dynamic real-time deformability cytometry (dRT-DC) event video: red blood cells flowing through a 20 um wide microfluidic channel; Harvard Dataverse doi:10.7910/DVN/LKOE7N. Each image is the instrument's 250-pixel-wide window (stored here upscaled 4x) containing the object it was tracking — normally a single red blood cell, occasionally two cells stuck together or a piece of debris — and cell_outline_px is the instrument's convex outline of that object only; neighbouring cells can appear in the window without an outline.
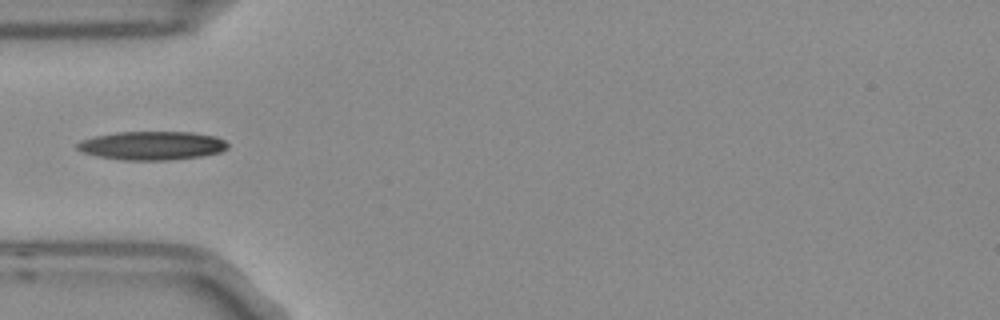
{"species": "Egyptian fruit bat (a non-hibernating species)", "species_latin": "Rousettus aegyptiacus", "temperature_condition": "room temperature", "stored_images_in_passage": 2, "camera_frame_rate_fps": 3000, "um_per_image_px": 0.085, "frame": {"image": 1, "passage_image": 1, "time_ms": 0.0, "image_size_px": [1000, 320], "cell_outline_px": [[228, 148], [220, 152], [200, 156], [172, 160], [124, 160], [96, 156], [84, 152], [76, 148], [76, 144], [80, 140], [96, 136], [116, 132], [192, 132], [216, 136], [224, 140], [228, 144]], "centroid_in_image_um": [12.92, 12.37], "position_along_channel_um": 72.1, "area_um2": 25.14}}
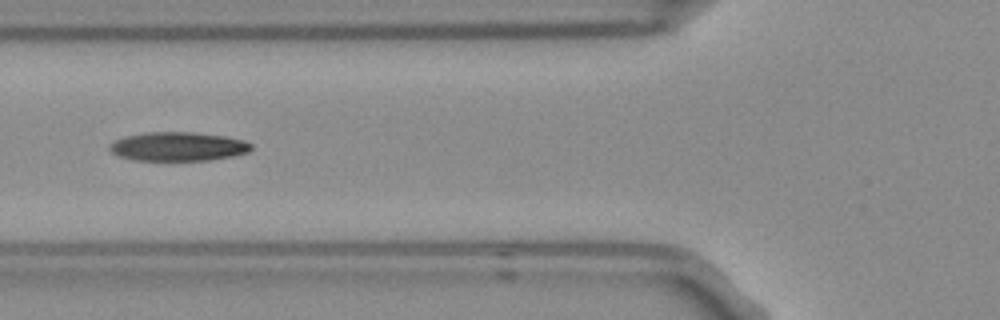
{"frame": {"image": 2, "passage_image": 2, "time_ms": 0.333, "image_size_px": [1000, 320], "cell_outline_px": [[252, 148], [248, 152], [232, 156], [208, 160], [136, 160], [116, 156], [108, 148], [116, 140], [124, 136], [148, 132], [196, 132], [224, 136], [244, 140], [252, 144]], "centroid_in_image_um": [15.14, 12.45], "position_along_channel_um": 110.7, "area_um2": 23.81}}